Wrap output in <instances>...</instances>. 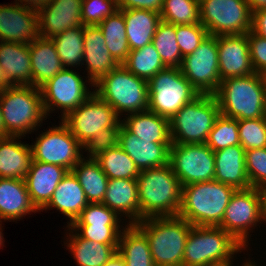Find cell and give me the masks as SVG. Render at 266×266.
Returning <instances> with one entry per match:
<instances>
[{"instance_id":"obj_53","label":"cell","mask_w":266,"mask_h":266,"mask_svg":"<svg viewBox=\"0 0 266 266\" xmlns=\"http://www.w3.org/2000/svg\"><path fill=\"white\" fill-rule=\"evenodd\" d=\"M261 197V212L264 219V223H266V184L257 188Z\"/></svg>"},{"instance_id":"obj_38","label":"cell","mask_w":266,"mask_h":266,"mask_svg":"<svg viewBox=\"0 0 266 266\" xmlns=\"http://www.w3.org/2000/svg\"><path fill=\"white\" fill-rule=\"evenodd\" d=\"M122 65L146 81L166 68L152 43L139 49L130 50L127 60Z\"/></svg>"},{"instance_id":"obj_20","label":"cell","mask_w":266,"mask_h":266,"mask_svg":"<svg viewBox=\"0 0 266 266\" xmlns=\"http://www.w3.org/2000/svg\"><path fill=\"white\" fill-rule=\"evenodd\" d=\"M67 172L66 168L56 164L31 161L24 181L30 200L39 212L49 203L57 185Z\"/></svg>"},{"instance_id":"obj_49","label":"cell","mask_w":266,"mask_h":266,"mask_svg":"<svg viewBox=\"0 0 266 266\" xmlns=\"http://www.w3.org/2000/svg\"><path fill=\"white\" fill-rule=\"evenodd\" d=\"M251 63L255 73L266 75V39L251 30L247 33Z\"/></svg>"},{"instance_id":"obj_22","label":"cell","mask_w":266,"mask_h":266,"mask_svg":"<svg viewBox=\"0 0 266 266\" xmlns=\"http://www.w3.org/2000/svg\"><path fill=\"white\" fill-rule=\"evenodd\" d=\"M118 145L135 162L139 171L169 163L172 143H153L151 140L137 138L123 125L119 131Z\"/></svg>"},{"instance_id":"obj_40","label":"cell","mask_w":266,"mask_h":266,"mask_svg":"<svg viewBox=\"0 0 266 266\" xmlns=\"http://www.w3.org/2000/svg\"><path fill=\"white\" fill-rule=\"evenodd\" d=\"M161 20L173 25L200 23L199 0H163Z\"/></svg>"},{"instance_id":"obj_44","label":"cell","mask_w":266,"mask_h":266,"mask_svg":"<svg viewBox=\"0 0 266 266\" xmlns=\"http://www.w3.org/2000/svg\"><path fill=\"white\" fill-rule=\"evenodd\" d=\"M69 227L79 237L102 244H118L124 228L120 225H70Z\"/></svg>"},{"instance_id":"obj_55","label":"cell","mask_w":266,"mask_h":266,"mask_svg":"<svg viewBox=\"0 0 266 266\" xmlns=\"http://www.w3.org/2000/svg\"><path fill=\"white\" fill-rule=\"evenodd\" d=\"M103 266H126L125 261L123 258L116 253L106 264Z\"/></svg>"},{"instance_id":"obj_17","label":"cell","mask_w":266,"mask_h":266,"mask_svg":"<svg viewBox=\"0 0 266 266\" xmlns=\"http://www.w3.org/2000/svg\"><path fill=\"white\" fill-rule=\"evenodd\" d=\"M81 12L82 0H49L37 11L39 36L52 39L68 28L84 27Z\"/></svg>"},{"instance_id":"obj_21","label":"cell","mask_w":266,"mask_h":266,"mask_svg":"<svg viewBox=\"0 0 266 266\" xmlns=\"http://www.w3.org/2000/svg\"><path fill=\"white\" fill-rule=\"evenodd\" d=\"M83 64L87 79L96 84L119 64L110 55L104 35L98 25L84 26ZM85 63V64H84Z\"/></svg>"},{"instance_id":"obj_54","label":"cell","mask_w":266,"mask_h":266,"mask_svg":"<svg viewBox=\"0 0 266 266\" xmlns=\"http://www.w3.org/2000/svg\"><path fill=\"white\" fill-rule=\"evenodd\" d=\"M250 6L251 12L266 9V0H246Z\"/></svg>"},{"instance_id":"obj_37","label":"cell","mask_w":266,"mask_h":266,"mask_svg":"<svg viewBox=\"0 0 266 266\" xmlns=\"http://www.w3.org/2000/svg\"><path fill=\"white\" fill-rule=\"evenodd\" d=\"M84 27L68 28L52 38L64 68H78L83 64Z\"/></svg>"},{"instance_id":"obj_18","label":"cell","mask_w":266,"mask_h":266,"mask_svg":"<svg viewBox=\"0 0 266 266\" xmlns=\"http://www.w3.org/2000/svg\"><path fill=\"white\" fill-rule=\"evenodd\" d=\"M217 45L221 81L255 73L251 63L247 34L219 35Z\"/></svg>"},{"instance_id":"obj_3","label":"cell","mask_w":266,"mask_h":266,"mask_svg":"<svg viewBox=\"0 0 266 266\" xmlns=\"http://www.w3.org/2000/svg\"><path fill=\"white\" fill-rule=\"evenodd\" d=\"M235 191L215 180L183 186L177 216L193 226H219Z\"/></svg>"},{"instance_id":"obj_59","label":"cell","mask_w":266,"mask_h":266,"mask_svg":"<svg viewBox=\"0 0 266 266\" xmlns=\"http://www.w3.org/2000/svg\"><path fill=\"white\" fill-rule=\"evenodd\" d=\"M249 259L250 258H248V259L245 258L246 261L245 262L243 261V263L241 264V266H259V265H257V263H255L254 260L251 261Z\"/></svg>"},{"instance_id":"obj_32","label":"cell","mask_w":266,"mask_h":266,"mask_svg":"<svg viewBox=\"0 0 266 266\" xmlns=\"http://www.w3.org/2000/svg\"><path fill=\"white\" fill-rule=\"evenodd\" d=\"M124 19L129 48L135 50L152 42L161 16L156 11L125 9Z\"/></svg>"},{"instance_id":"obj_43","label":"cell","mask_w":266,"mask_h":266,"mask_svg":"<svg viewBox=\"0 0 266 266\" xmlns=\"http://www.w3.org/2000/svg\"><path fill=\"white\" fill-rule=\"evenodd\" d=\"M114 210L103 203H89L71 225H121L124 223ZM122 221V222H121ZM121 223V224H120Z\"/></svg>"},{"instance_id":"obj_7","label":"cell","mask_w":266,"mask_h":266,"mask_svg":"<svg viewBox=\"0 0 266 266\" xmlns=\"http://www.w3.org/2000/svg\"><path fill=\"white\" fill-rule=\"evenodd\" d=\"M94 93L120 118L148 110V81L137 77L122 64L94 84Z\"/></svg>"},{"instance_id":"obj_16","label":"cell","mask_w":266,"mask_h":266,"mask_svg":"<svg viewBox=\"0 0 266 266\" xmlns=\"http://www.w3.org/2000/svg\"><path fill=\"white\" fill-rule=\"evenodd\" d=\"M120 120L115 110L95 93L62 119L82 146L102 129L114 127Z\"/></svg>"},{"instance_id":"obj_58","label":"cell","mask_w":266,"mask_h":266,"mask_svg":"<svg viewBox=\"0 0 266 266\" xmlns=\"http://www.w3.org/2000/svg\"><path fill=\"white\" fill-rule=\"evenodd\" d=\"M3 221L2 220H0V248L1 247H5L4 246V242H5V239H4V234H3V229H2V224H4V223H2Z\"/></svg>"},{"instance_id":"obj_1","label":"cell","mask_w":266,"mask_h":266,"mask_svg":"<svg viewBox=\"0 0 266 266\" xmlns=\"http://www.w3.org/2000/svg\"><path fill=\"white\" fill-rule=\"evenodd\" d=\"M140 221L148 217L177 216L182 186L170 163L140 171L136 178Z\"/></svg>"},{"instance_id":"obj_45","label":"cell","mask_w":266,"mask_h":266,"mask_svg":"<svg viewBox=\"0 0 266 266\" xmlns=\"http://www.w3.org/2000/svg\"><path fill=\"white\" fill-rule=\"evenodd\" d=\"M208 35L201 23L176 25L177 43L183 57L194 52Z\"/></svg>"},{"instance_id":"obj_26","label":"cell","mask_w":266,"mask_h":266,"mask_svg":"<svg viewBox=\"0 0 266 266\" xmlns=\"http://www.w3.org/2000/svg\"><path fill=\"white\" fill-rule=\"evenodd\" d=\"M32 212L39 211L30 200L25 181L0 178V220L16 222Z\"/></svg>"},{"instance_id":"obj_23","label":"cell","mask_w":266,"mask_h":266,"mask_svg":"<svg viewBox=\"0 0 266 266\" xmlns=\"http://www.w3.org/2000/svg\"><path fill=\"white\" fill-rule=\"evenodd\" d=\"M104 205L114 210L127 224H135L140 221V205L138 197L137 179H109Z\"/></svg>"},{"instance_id":"obj_42","label":"cell","mask_w":266,"mask_h":266,"mask_svg":"<svg viewBox=\"0 0 266 266\" xmlns=\"http://www.w3.org/2000/svg\"><path fill=\"white\" fill-rule=\"evenodd\" d=\"M238 132L245 151L266 147V117L238 120Z\"/></svg>"},{"instance_id":"obj_4","label":"cell","mask_w":266,"mask_h":266,"mask_svg":"<svg viewBox=\"0 0 266 266\" xmlns=\"http://www.w3.org/2000/svg\"><path fill=\"white\" fill-rule=\"evenodd\" d=\"M0 106L7 136L29 135L47 118L40 88L8 86L0 91ZM46 118V119H45Z\"/></svg>"},{"instance_id":"obj_19","label":"cell","mask_w":266,"mask_h":266,"mask_svg":"<svg viewBox=\"0 0 266 266\" xmlns=\"http://www.w3.org/2000/svg\"><path fill=\"white\" fill-rule=\"evenodd\" d=\"M39 36L37 10L0 4V41L29 44Z\"/></svg>"},{"instance_id":"obj_48","label":"cell","mask_w":266,"mask_h":266,"mask_svg":"<svg viewBox=\"0 0 266 266\" xmlns=\"http://www.w3.org/2000/svg\"><path fill=\"white\" fill-rule=\"evenodd\" d=\"M121 125L122 121L120 120L114 127L104 128L98 134L94 135L93 138L83 146V150L87 152V157L95 158L103 151L117 146Z\"/></svg>"},{"instance_id":"obj_11","label":"cell","mask_w":266,"mask_h":266,"mask_svg":"<svg viewBox=\"0 0 266 266\" xmlns=\"http://www.w3.org/2000/svg\"><path fill=\"white\" fill-rule=\"evenodd\" d=\"M200 23L209 35L247 34L252 12L246 0H199Z\"/></svg>"},{"instance_id":"obj_27","label":"cell","mask_w":266,"mask_h":266,"mask_svg":"<svg viewBox=\"0 0 266 266\" xmlns=\"http://www.w3.org/2000/svg\"><path fill=\"white\" fill-rule=\"evenodd\" d=\"M0 65L10 86H32L29 44L0 41Z\"/></svg>"},{"instance_id":"obj_2","label":"cell","mask_w":266,"mask_h":266,"mask_svg":"<svg viewBox=\"0 0 266 266\" xmlns=\"http://www.w3.org/2000/svg\"><path fill=\"white\" fill-rule=\"evenodd\" d=\"M214 96L223 116L237 120L266 117V75L227 78Z\"/></svg>"},{"instance_id":"obj_8","label":"cell","mask_w":266,"mask_h":266,"mask_svg":"<svg viewBox=\"0 0 266 266\" xmlns=\"http://www.w3.org/2000/svg\"><path fill=\"white\" fill-rule=\"evenodd\" d=\"M220 115L214 95L200 94L185 104L170 120L172 144H202L208 140L216 118Z\"/></svg>"},{"instance_id":"obj_9","label":"cell","mask_w":266,"mask_h":266,"mask_svg":"<svg viewBox=\"0 0 266 266\" xmlns=\"http://www.w3.org/2000/svg\"><path fill=\"white\" fill-rule=\"evenodd\" d=\"M148 110L171 119L200 94L180 68H165L148 81Z\"/></svg>"},{"instance_id":"obj_25","label":"cell","mask_w":266,"mask_h":266,"mask_svg":"<svg viewBox=\"0 0 266 266\" xmlns=\"http://www.w3.org/2000/svg\"><path fill=\"white\" fill-rule=\"evenodd\" d=\"M214 180L236 190L251 188L245 167V149L241 145L226 147L214 152Z\"/></svg>"},{"instance_id":"obj_57","label":"cell","mask_w":266,"mask_h":266,"mask_svg":"<svg viewBox=\"0 0 266 266\" xmlns=\"http://www.w3.org/2000/svg\"><path fill=\"white\" fill-rule=\"evenodd\" d=\"M7 137L5 133V126L3 123V118H2V111H1V106H0V138H5Z\"/></svg>"},{"instance_id":"obj_35","label":"cell","mask_w":266,"mask_h":266,"mask_svg":"<svg viewBox=\"0 0 266 266\" xmlns=\"http://www.w3.org/2000/svg\"><path fill=\"white\" fill-rule=\"evenodd\" d=\"M110 55L118 64H123L130 53L126 36L124 9L117 10L105 18L99 25Z\"/></svg>"},{"instance_id":"obj_14","label":"cell","mask_w":266,"mask_h":266,"mask_svg":"<svg viewBox=\"0 0 266 266\" xmlns=\"http://www.w3.org/2000/svg\"><path fill=\"white\" fill-rule=\"evenodd\" d=\"M169 163L182 187L214 180V152L206 143L172 144Z\"/></svg>"},{"instance_id":"obj_33","label":"cell","mask_w":266,"mask_h":266,"mask_svg":"<svg viewBox=\"0 0 266 266\" xmlns=\"http://www.w3.org/2000/svg\"><path fill=\"white\" fill-rule=\"evenodd\" d=\"M124 224L117 253L126 266H155L145 234L135 224Z\"/></svg>"},{"instance_id":"obj_36","label":"cell","mask_w":266,"mask_h":266,"mask_svg":"<svg viewBox=\"0 0 266 266\" xmlns=\"http://www.w3.org/2000/svg\"><path fill=\"white\" fill-rule=\"evenodd\" d=\"M94 159L108 179H136L140 174L135 162L119 145L103 151Z\"/></svg>"},{"instance_id":"obj_29","label":"cell","mask_w":266,"mask_h":266,"mask_svg":"<svg viewBox=\"0 0 266 266\" xmlns=\"http://www.w3.org/2000/svg\"><path fill=\"white\" fill-rule=\"evenodd\" d=\"M22 136L0 138V178L25 179L32 161V149Z\"/></svg>"},{"instance_id":"obj_39","label":"cell","mask_w":266,"mask_h":266,"mask_svg":"<svg viewBox=\"0 0 266 266\" xmlns=\"http://www.w3.org/2000/svg\"><path fill=\"white\" fill-rule=\"evenodd\" d=\"M166 68H180L182 53L177 43L176 25L161 20L152 42Z\"/></svg>"},{"instance_id":"obj_5","label":"cell","mask_w":266,"mask_h":266,"mask_svg":"<svg viewBox=\"0 0 266 266\" xmlns=\"http://www.w3.org/2000/svg\"><path fill=\"white\" fill-rule=\"evenodd\" d=\"M247 251L219 226H192L182 266H232L234 256Z\"/></svg>"},{"instance_id":"obj_15","label":"cell","mask_w":266,"mask_h":266,"mask_svg":"<svg viewBox=\"0 0 266 266\" xmlns=\"http://www.w3.org/2000/svg\"><path fill=\"white\" fill-rule=\"evenodd\" d=\"M180 70L199 94L214 95L221 82L217 36L208 35L194 52L183 57Z\"/></svg>"},{"instance_id":"obj_46","label":"cell","mask_w":266,"mask_h":266,"mask_svg":"<svg viewBox=\"0 0 266 266\" xmlns=\"http://www.w3.org/2000/svg\"><path fill=\"white\" fill-rule=\"evenodd\" d=\"M117 10L116 0H82V23L84 26L99 25Z\"/></svg>"},{"instance_id":"obj_41","label":"cell","mask_w":266,"mask_h":266,"mask_svg":"<svg viewBox=\"0 0 266 266\" xmlns=\"http://www.w3.org/2000/svg\"><path fill=\"white\" fill-rule=\"evenodd\" d=\"M206 145L213 151L240 145L238 120L220 114L211 129Z\"/></svg>"},{"instance_id":"obj_31","label":"cell","mask_w":266,"mask_h":266,"mask_svg":"<svg viewBox=\"0 0 266 266\" xmlns=\"http://www.w3.org/2000/svg\"><path fill=\"white\" fill-rule=\"evenodd\" d=\"M123 117L122 125L137 138L151 140L153 143H172L169 119L149 110Z\"/></svg>"},{"instance_id":"obj_52","label":"cell","mask_w":266,"mask_h":266,"mask_svg":"<svg viewBox=\"0 0 266 266\" xmlns=\"http://www.w3.org/2000/svg\"><path fill=\"white\" fill-rule=\"evenodd\" d=\"M15 4L22 5L23 7L39 10L45 6L49 0H15Z\"/></svg>"},{"instance_id":"obj_10","label":"cell","mask_w":266,"mask_h":266,"mask_svg":"<svg viewBox=\"0 0 266 266\" xmlns=\"http://www.w3.org/2000/svg\"><path fill=\"white\" fill-rule=\"evenodd\" d=\"M87 77L73 68H64L40 87L47 117L55 110L61 113L60 120L94 94V85ZM89 86H88V84ZM89 87L91 90H89Z\"/></svg>"},{"instance_id":"obj_51","label":"cell","mask_w":266,"mask_h":266,"mask_svg":"<svg viewBox=\"0 0 266 266\" xmlns=\"http://www.w3.org/2000/svg\"><path fill=\"white\" fill-rule=\"evenodd\" d=\"M251 31L266 39V9L252 12Z\"/></svg>"},{"instance_id":"obj_6","label":"cell","mask_w":266,"mask_h":266,"mask_svg":"<svg viewBox=\"0 0 266 266\" xmlns=\"http://www.w3.org/2000/svg\"><path fill=\"white\" fill-rule=\"evenodd\" d=\"M148 239L155 266H182L193 225L179 216L148 217L135 223Z\"/></svg>"},{"instance_id":"obj_34","label":"cell","mask_w":266,"mask_h":266,"mask_svg":"<svg viewBox=\"0 0 266 266\" xmlns=\"http://www.w3.org/2000/svg\"><path fill=\"white\" fill-rule=\"evenodd\" d=\"M82 186L89 203H102L108 177L94 158L83 156L71 170Z\"/></svg>"},{"instance_id":"obj_47","label":"cell","mask_w":266,"mask_h":266,"mask_svg":"<svg viewBox=\"0 0 266 266\" xmlns=\"http://www.w3.org/2000/svg\"><path fill=\"white\" fill-rule=\"evenodd\" d=\"M245 167L251 187L266 184V147L245 151Z\"/></svg>"},{"instance_id":"obj_24","label":"cell","mask_w":266,"mask_h":266,"mask_svg":"<svg viewBox=\"0 0 266 266\" xmlns=\"http://www.w3.org/2000/svg\"><path fill=\"white\" fill-rule=\"evenodd\" d=\"M88 204L78 179L72 171H68L57 185L49 203L41 211L56 209L69 219L67 226H70Z\"/></svg>"},{"instance_id":"obj_30","label":"cell","mask_w":266,"mask_h":266,"mask_svg":"<svg viewBox=\"0 0 266 266\" xmlns=\"http://www.w3.org/2000/svg\"><path fill=\"white\" fill-rule=\"evenodd\" d=\"M66 243L71 256L78 266H103L116 253L118 244H102L79 237L69 226H65Z\"/></svg>"},{"instance_id":"obj_13","label":"cell","mask_w":266,"mask_h":266,"mask_svg":"<svg viewBox=\"0 0 266 266\" xmlns=\"http://www.w3.org/2000/svg\"><path fill=\"white\" fill-rule=\"evenodd\" d=\"M60 121L58 126H49L48 130L41 131L32 145L30 144L32 160L56 164L71 171L84 156L83 146L72 135L68 126Z\"/></svg>"},{"instance_id":"obj_50","label":"cell","mask_w":266,"mask_h":266,"mask_svg":"<svg viewBox=\"0 0 266 266\" xmlns=\"http://www.w3.org/2000/svg\"><path fill=\"white\" fill-rule=\"evenodd\" d=\"M118 9H145L162 11L163 0H116Z\"/></svg>"},{"instance_id":"obj_28","label":"cell","mask_w":266,"mask_h":266,"mask_svg":"<svg viewBox=\"0 0 266 266\" xmlns=\"http://www.w3.org/2000/svg\"><path fill=\"white\" fill-rule=\"evenodd\" d=\"M32 86L40 88L64 69L52 39L38 36L29 43Z\"/></svg>"},{"instance_id":"obj_12","label":"cell","mask_w":266,"mask_h":266,"mask_svg":"<svg viewBox=\"0 0 266 266\" xmlns=\"http://www.w3.org/2000/svg\"><path fill=\"white\" fill-rule=\"evenodd\" d=\"M263 222L259 191L251 187L234 192L219 227L246 249L250 245L251 231Z\"/></svg>"},{"instance_id":"obj_56","label":"cell","mask_w":266,"mask_h":266,"mask_svg":"<svg viewBox=\"0 0 266 266\" xmlns=\"http://www.w3.org/2000/svg\"><path fill=\"white\" fill-rule=\"evenodd\" d=\"M10 86L5 77H4V72L2 69V66L0 65V91H2L3 89H5L6 87Z\"/></svg>"}]
</instances>
